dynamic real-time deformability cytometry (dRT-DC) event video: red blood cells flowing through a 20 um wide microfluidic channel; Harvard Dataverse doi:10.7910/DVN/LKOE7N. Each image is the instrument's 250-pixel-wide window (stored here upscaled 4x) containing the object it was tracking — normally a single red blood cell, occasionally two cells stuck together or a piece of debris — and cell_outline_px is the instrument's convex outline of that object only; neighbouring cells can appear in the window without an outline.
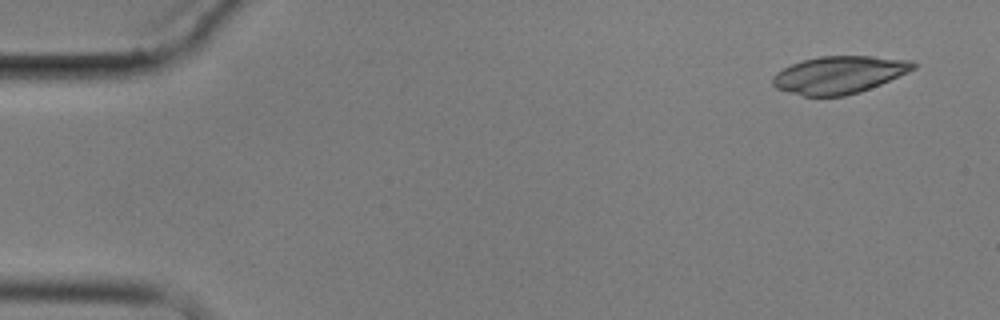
{"species": "common noctule bat (a hibernating species)", "species_latin": "Nyctalus noctula", "temperature_condition": "cold", "stored_images_in_passage": 5, "camera_frame_rate_fps": 3000, "um_per_image_px": 0.085, "animal": {"sex": "male", "body_mass_g": 17.9}, "frame": {"image": 1, "passage_image": 1, "time_ms": 0.0, "image_size_px": [1000, 320], "cell_outline_px": [[920, 64], [916, 68], [908, 72], [880, 84], [860, 92], [844, 96], [804, 96], [788, 92], [776, 88], [772, 84], [772, 76], [776, 72], [792, 64], [804, 60], [820, 56], [872, 56], [912, 60]], "centroid_in_image_um": [71.35, 6.35], "position_along_channel_um": 13.7, "area_um2": 30.75}}